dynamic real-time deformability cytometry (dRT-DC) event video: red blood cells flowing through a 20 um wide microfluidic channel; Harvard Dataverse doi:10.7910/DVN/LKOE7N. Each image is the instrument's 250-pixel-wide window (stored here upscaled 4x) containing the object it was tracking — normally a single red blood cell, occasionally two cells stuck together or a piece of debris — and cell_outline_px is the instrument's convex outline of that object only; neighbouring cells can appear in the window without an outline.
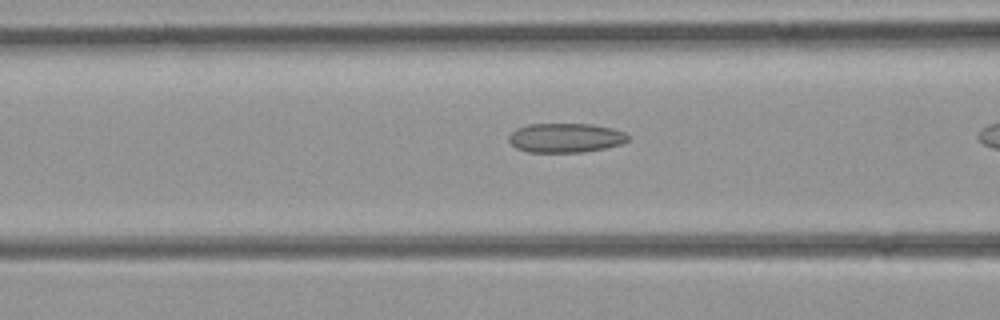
{"species": "common noctule bat (a hibernating species)", "species_latin": "Nyctalus noctula", "temperature_condition": "room temperature", "stored_images_in_passage": 14, "camera_frame_rate_fps": 3000, "um_per_image_px": 0.085, "animal": {"sex": "female", "body_mass_g": 21.9}, "frame": {"image": 1, "passage_image": 12, "time_ms": 3.667, "image_size_px": [1000, 320], "cell_outline_px": [[628, 140], [620, 144], [604, 148], [584, 152], [528, 152], [516, 148], [508, 140], [508, 136], [516, 128], [528, 124], [592, 124], [612, 128], [624, 132], [628, 136]], "centroid_in_image_um": [48.04, 11.71], "position_along_channel_um": 118.6, "area_um2": 20.35}}